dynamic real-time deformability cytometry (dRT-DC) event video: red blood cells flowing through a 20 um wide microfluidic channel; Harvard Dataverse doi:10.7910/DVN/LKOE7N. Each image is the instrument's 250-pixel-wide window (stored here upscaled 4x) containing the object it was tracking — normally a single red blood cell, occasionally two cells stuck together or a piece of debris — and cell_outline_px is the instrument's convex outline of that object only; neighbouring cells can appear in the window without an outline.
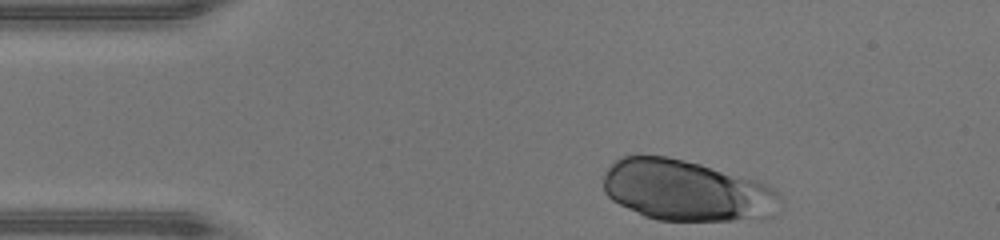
{"species": "human", "species_latin": "Homo sapiens", "temperature_condition": "warm", "stored_images_in_passage": 33, "camera_frame_rate_fps": 3000, "um_per_image_px": 0.085, "donor": {"sex": "male"}, "frame": {"image": 1, "passage_image": 1, "time_ms": 0.0, "image_size_px": [1000, 240], "cell_outline_px": [[780, 200], [772, 216], [764, 220], [656, 220], [644, 216], [612, 200], [604, 192], [604, 172], [612, 160], [620, 156], [668, 156], [700, 164], [760, 180], [776, 188], [780, 192]], "centroid_in_image_um": [58.38, 16.19], "position_along_channel_um": 26.6, "area_um2": 63.46}}
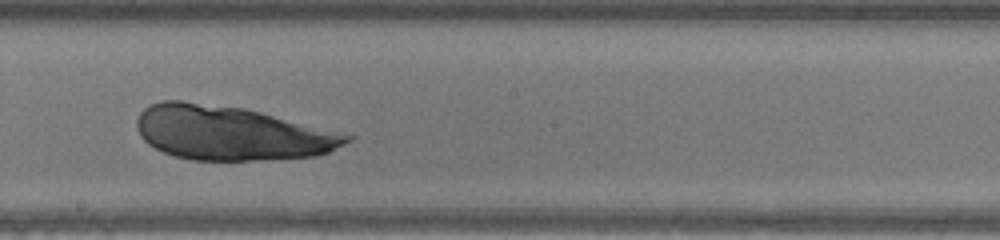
{"frame": {"image": 2, "passage_image": 19, "time_ms": 6.0, "image_size_px": [1000, 240], "cell_outline_px": [[352, 140], [328, 152], [316, 156], [252, 160], [192, 160], [176, 156], [164, 152], [148, 144], [140, 136], [136, 128], [136, 120], [140, 112], [144, 108], [160, 100], [180, 100], [244, 108], [260, 112], [352, 136]], "centroid_in_image_um": [19.56, 11.3], "position_along_channel_um": 228.6, "area_um2": 65.49}}
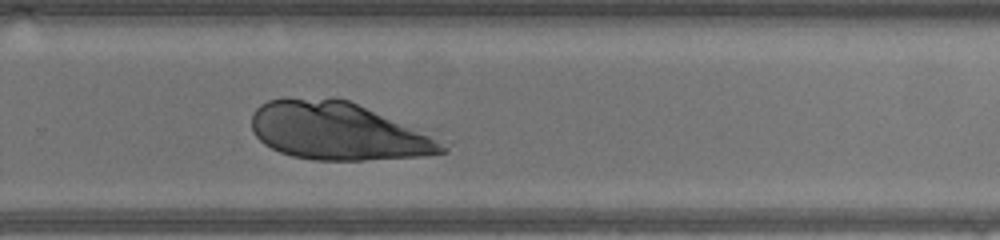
{"frame": {"image": 3, "passage_image": 24, "time_ms": 7.667, "image_size_px": [1000, 240], "cell_outline_px": [[452, 140], [448, 152], [428, 156], [360, 160], [316, 160], [292, 156], [280, 152], [264, 144], [252, 132], [252, 112], [260, 104], [268, 100], [284, 96], [348, 100]], "centroid_in_image_um": [28.88, 11.15], "position_along_channel_um": 300.9, "area_um2": 65.83}}